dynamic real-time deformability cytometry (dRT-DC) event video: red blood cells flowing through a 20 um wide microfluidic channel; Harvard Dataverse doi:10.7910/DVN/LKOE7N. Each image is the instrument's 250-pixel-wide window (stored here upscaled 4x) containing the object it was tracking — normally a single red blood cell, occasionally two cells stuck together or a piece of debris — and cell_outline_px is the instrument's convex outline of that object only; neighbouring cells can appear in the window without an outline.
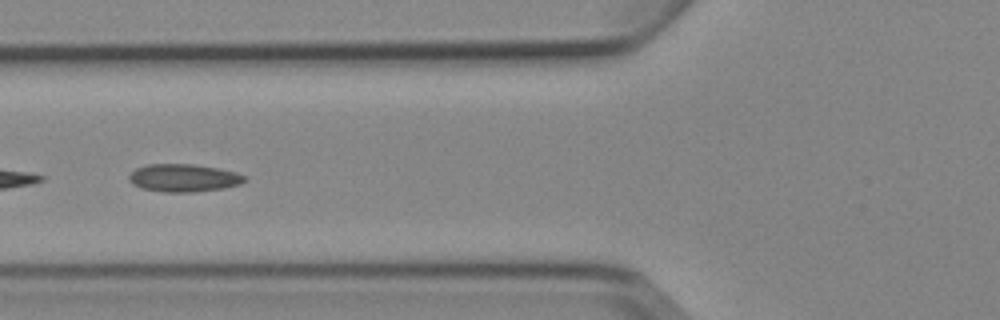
{"species": "Egyptian fruit bat (a non-hibernating species)", "species_latin": "Rousettus aegyptiacus", "temperature_condition": "cold", "stored_images_in_passage": 3, "segment_of_instrument_passage": [2, 2], "camera_frame_rate_fps": 3000, "um_per_image_px": 0.085, "animal": {"sex": "female"}, "frame": {"image": 1, "passage_image": 3, "time_ms": 2.333, "image_size_px": [1000, 320], "cell_outline_px": [[248, 180], [240, 184], [224, 188], [192, 192], [164, 192], [140, 188], [132, 184], [128, 180], [128, 176], [136, 168], [148, 164], [196, 164], [236, 172], [248, 176]], "centroid_in_image_um": [15.62, 15.12], "position_along_channel_um": 110.2, "area_um2": 18.9}}